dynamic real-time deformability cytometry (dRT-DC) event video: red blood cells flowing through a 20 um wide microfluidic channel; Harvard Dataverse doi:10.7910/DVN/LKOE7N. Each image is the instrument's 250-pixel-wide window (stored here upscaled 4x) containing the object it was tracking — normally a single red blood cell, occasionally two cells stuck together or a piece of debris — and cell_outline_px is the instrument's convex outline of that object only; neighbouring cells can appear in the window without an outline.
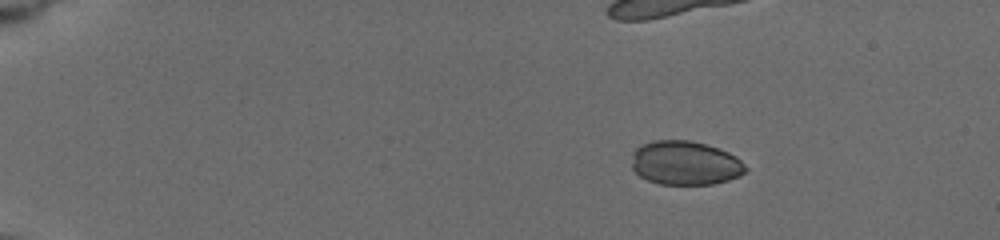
{"species": "common noctule bat (a hibernating species)", "species_latin": "Nyctalus noctula", "temperature_condition": "cold", "stored_images_in_passage": 38, "camera_frame_rate_fps": 3000, "um_per_image_px": 0.085, "animal": {"sex": "female", "body_mass_g": 19.5, "forearm_length_mm": 54.1}, "frame": {"image": 1, "passage_image": 8, "time_ms": 3.0, "image_size_px": [1000, 240], "cell_outline_px": [[748, 168], [740, 176], [728, 180], [712, 184], [660, 184], [648, 180], [640, 176], [632, 168], [632, 152], [636, 148], [652, 140], [688, 140], [704, 144], [728, 152], [736, 156]], "centroid_in_image_um": [58.23, 13.85], "position_along_channel_um": 26.8, "area_um2": 29.13}}